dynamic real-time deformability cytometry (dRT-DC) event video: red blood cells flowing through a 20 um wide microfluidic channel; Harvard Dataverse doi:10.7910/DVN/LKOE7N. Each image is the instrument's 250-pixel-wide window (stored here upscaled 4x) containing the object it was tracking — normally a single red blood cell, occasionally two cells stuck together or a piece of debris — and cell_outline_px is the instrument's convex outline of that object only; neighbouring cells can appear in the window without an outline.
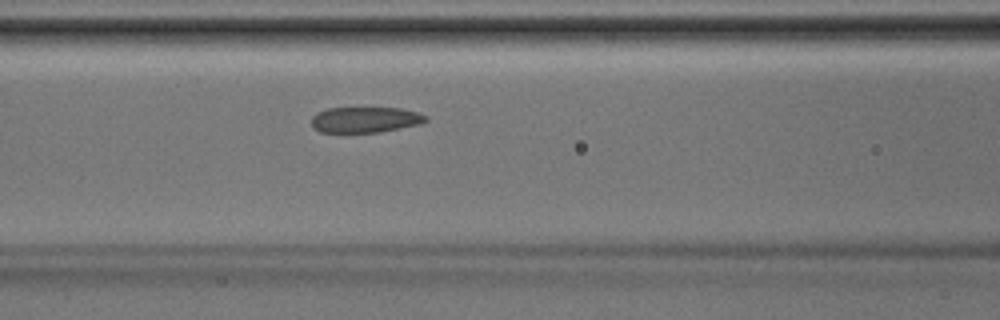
{"species": "Egyptian fruit bat (a non-hibernating species)", "species_latin": "Rousettus aegyptiacus", "temperature_condition": "room temperature", "stored_images_in_passage": 25, "camera_frame_rate_fps": 3000, "um_per_image_px": 0.085, "animal": {"sex": "male"}, "frame": {"image": 1, "passage_image": 8, "time_ms": 2.333, "image_size_px": [1000, 320], "cell_outline_px": [[428, 120], [420, 124], [380, 132], [320, 132], [312, 128], [312, 116], [316, 112], [328, 108], [400, 108], [416, 112], [428, 116]], "centroid_in_image_um": [31.03, 10.17], "position_along_channel_um": 135.6, "area_um2": 17.17}}
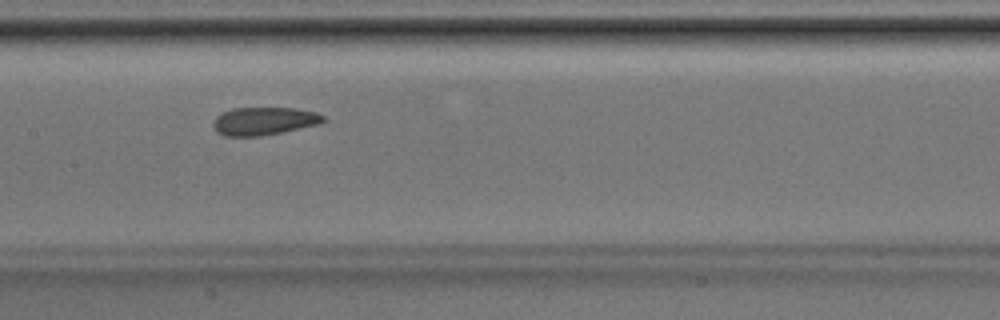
{"frame": {"image": 2, "passage_image": 11, "time_ms": 3.333, "image_size_px": [1000, 320], "cell_outline_px": [[324, 120], [320, 124], [260, 136], [224, 136], [216, 132], [212, 124], [216, 116], [232, 108], [296, 108], [316, 112], [324, 116]], "centroid_in_image_um": [22.42, 10.29], "position_along_channel_um": 185.0, "area_um2": 17.86}}